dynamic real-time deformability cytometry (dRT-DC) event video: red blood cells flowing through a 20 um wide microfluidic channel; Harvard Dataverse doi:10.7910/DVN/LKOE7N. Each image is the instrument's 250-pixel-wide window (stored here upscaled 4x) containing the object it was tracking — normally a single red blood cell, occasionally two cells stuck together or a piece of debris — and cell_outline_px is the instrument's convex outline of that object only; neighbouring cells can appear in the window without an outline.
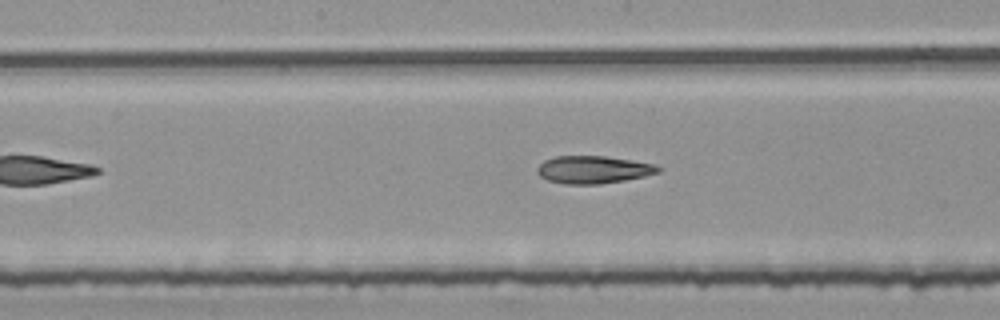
{"species": "common noctule bat (a hibernating species)", "species_latin": "Nyctalus noctula", "temperature_condition": "room temperature", "stored_images_in_passage": 17, "camera_frame_rate_fps": 3000, "um_per_image_px": 0.085, "animal": {"sex": "female", "body_mass_g": 25.1}, "frame": {"image": 1, "passage_image": 12, "time_ms": 3.667, "image_size_px": [1000, 320], "cell_outline_px": [[664, 168], [660, 172], [644, 176], [624, 180], [600, 184], [564, 184], [548, 180], [540, 176], [536, 172], [536, 168], [544, 160], [556, 156], [604, 156], [652, 164]], "centroid_in_image_um": [50.4, 14.42], "position_along_channel_um": 197.8, "area_um2": 19.36}}